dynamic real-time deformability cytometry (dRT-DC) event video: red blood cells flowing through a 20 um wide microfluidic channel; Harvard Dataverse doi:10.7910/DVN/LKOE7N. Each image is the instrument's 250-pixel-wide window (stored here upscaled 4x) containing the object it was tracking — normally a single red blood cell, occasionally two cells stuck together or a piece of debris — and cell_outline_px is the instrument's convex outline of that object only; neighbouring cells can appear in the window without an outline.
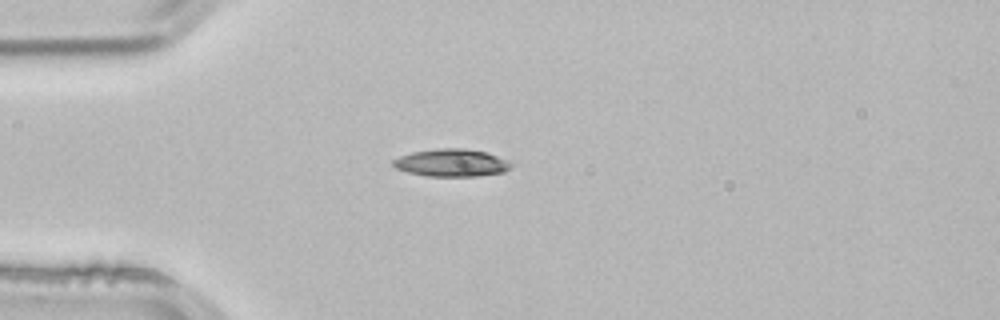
{"species": "common noctule bat (a hibernating species)", "species_latin": "Nyctalus noctula", "temperature_condition": "room temperature", "stored_images_in_passage": 4, "camera_frame_rate_fps": 3000, "um_per_image_px": 0.085, "animal": {"sex": "male", "body_mass_g": 21.5, "forearm_length_mm": 52.0}, "frame": {"image": 1, "passage_image": 4, "time_ms": 1.0, "image_size_px": [1000, 320], "cell_outline_px": [[512, 168], [504, 172], [476, 176], [428, 176], [408, 172], [396, 168], [392, 164], [392, 160], [400, 156], [412, 152], [440, 148], [464, 148], [488, 152], [508, 160], [512, 164]], "centroid_in_image_um": [38.41, 13.83], "position_along_channel_um": 46.6, "area_um2": 19.02}}